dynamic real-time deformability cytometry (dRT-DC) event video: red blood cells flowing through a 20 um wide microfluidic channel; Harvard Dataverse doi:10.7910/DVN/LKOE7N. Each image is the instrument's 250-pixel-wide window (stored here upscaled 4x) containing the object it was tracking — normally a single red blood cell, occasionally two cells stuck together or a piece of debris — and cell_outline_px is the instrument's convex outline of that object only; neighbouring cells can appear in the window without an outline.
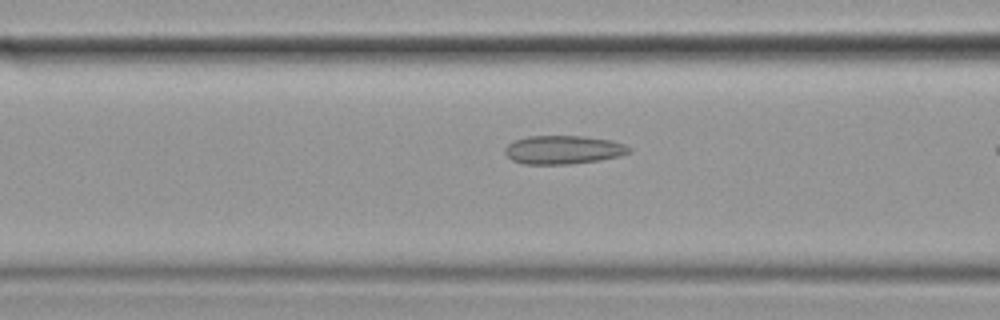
{"species": "common noctule bat (a hibernating species)", "species_latin": "Nyctalus noctula", "temperature_condition": "cold", "stored_images_in_passage": 41, "camera_frame_rate_fps": 3000, "um_per_image_px": 0.085, "animal": {"sex": "female", "body_mass_g": 19.9}, "frame": {"image": 1, "passage_image": 18, "time_ms": 5.667, "image_size_px": [1000, 320], "cell_outline_px": [[632, 152], [620, 156], [600, 160], [568, 164], [524, 164], [512, 160], [504, 152], [504, 148], [508, 144], [516, 140], [528, 136], [584, 136], [612, 140], [624, 144], [632, 148]], "centroid_in_image_um": [47.91, 12.73], "position_along_channel_um": 118.7, "area_um2": 20.75}}
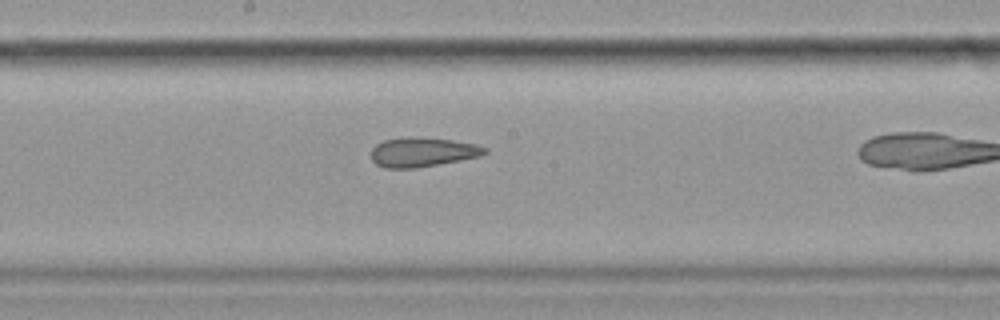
{"frame": {"image": 2, "passage_image": 26, "time_ms": 8.333, "image_size_px": [1000, 320], "cell_outline_px": [[488, 152], [480, 156], [460, 160], [416, 168], [384, 168], [376, 164], [372, 160], [372, 148], [376, 144], [384, 140], [408, 136], [452, 140], [476, 144], [488, 148]], "centroid_in_image_um": [35.91, 12.92], "position_along_channel_um": 212.3, "area_um2": 19.48}}
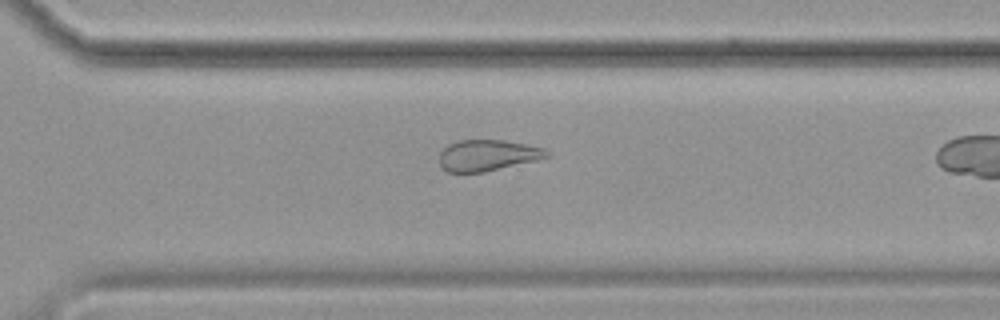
{"frame": {"image": 3, "passage_image": 36, "time_ms": 11.667, "image_size_px": [1000, 320], "cell_outline_px": [[552, 156], [536, 160], [484, 172], [448, 172], [440, 164], [440, 152], [448, 144], [460, 140], [504, 140], [544, 148], [552, 152]], "centroid_in_image_um": [41.48, 13.19], "position_along_channel_um": 329.1, "area_um2": 19.42}}